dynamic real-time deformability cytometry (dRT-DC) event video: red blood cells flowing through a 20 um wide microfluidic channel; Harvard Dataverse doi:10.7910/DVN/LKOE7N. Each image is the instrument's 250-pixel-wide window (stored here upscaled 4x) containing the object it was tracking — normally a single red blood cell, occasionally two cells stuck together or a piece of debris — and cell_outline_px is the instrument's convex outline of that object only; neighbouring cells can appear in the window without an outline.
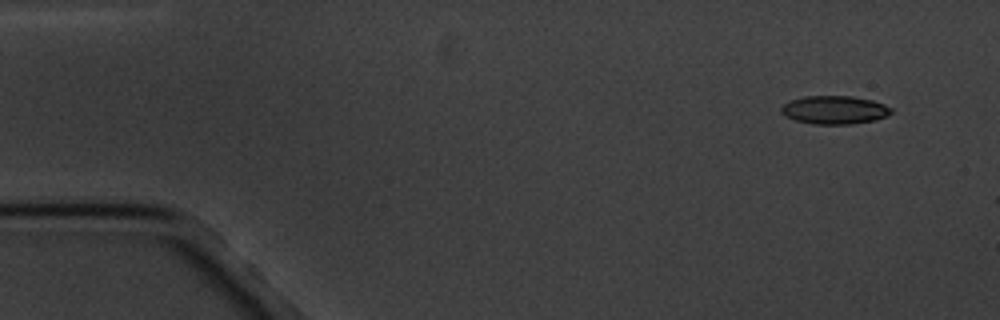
{"species": "common noctule bat (a hibernating species)", "species_latin": "Nyctalus noctula", "temperature_condition": "cold", "stored_images_in_passage": 3, "camera_frame_rate_fps": 3000, "um_per_image_px": 0.085, "animal": {"sex": "male", "body_mass_g": 20.1, "forearm_length_mm": 53.5}, "frame": {"image": 1, "passage_image": 1, "time_ms": 0.0, "image_size_px": [1000, 320], "cell_outline_px": [[892, 112], [876, 120], [852, 124], [812, 124], [796, 120], [784, 116], [780, 112], [780, 108], [788, 100], [804, 96], [852, 96], [872, 100], [884, 104], [892, 108]], "centroid_in_image_um": [70.9, 9.34], "position_along_channel_um": 14.1, "area_um2": 18.26}}